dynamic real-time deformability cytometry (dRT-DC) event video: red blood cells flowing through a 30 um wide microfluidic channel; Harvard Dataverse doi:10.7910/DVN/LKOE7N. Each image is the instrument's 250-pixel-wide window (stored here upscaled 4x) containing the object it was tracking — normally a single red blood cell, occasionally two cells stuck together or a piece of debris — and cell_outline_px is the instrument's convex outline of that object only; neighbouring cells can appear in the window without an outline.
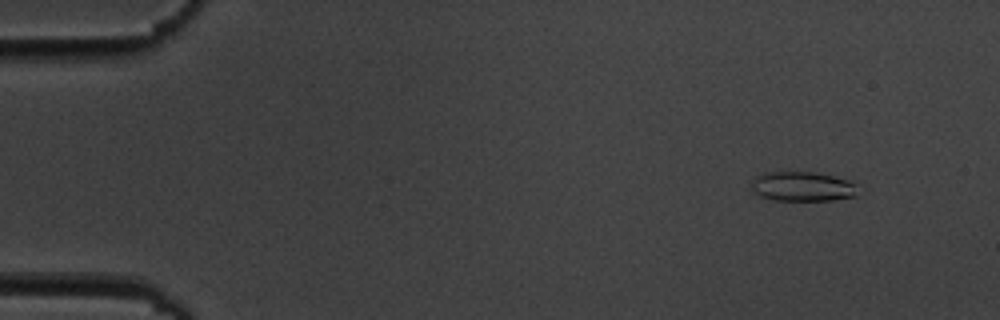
{"species": "common noctule bat (a hibernating species)", "species_latin": "Nyctalus noctula", "temperature_condition": "cold", "stored_images_in_passage": 5, "camera_frame_rate_fps": 3000, "um_per_image_px": 0.085, "animal": {"sex": "male", "body_mass_g": 19.5, "forearm_length_mm": 54.6}, "frame": {"image": 1, "passage_image": 1, "time_ms": 0.0, "image_size_px": [1000, 320], "cell_outline_px": [[856, 196], [836, 200], [776, 200], [760, 196], [752, 192], [752, 180], [760, 172], [816, 172], [856, 180]], "centroid_in_image_um": [68.25, 15.83], "position_along_channel_um": 16.8, "area_um2": 18.79}}
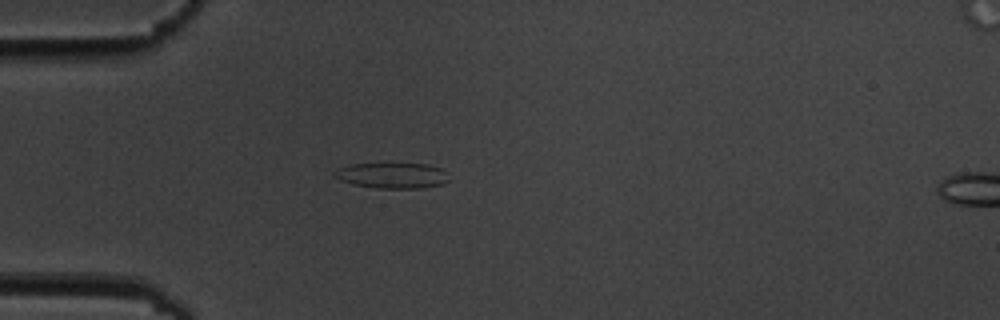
{"frame": {"image": 2, "passage_image": 4, "time_ms": 3.667, "image_size_px": [1000, 320], "cell_outline_px": [[448, 180], [444, 184], [420, 188], [376, 188], [352, 184], [340, 180], [332, 176], [332, 172], [348, 164], [428, 164], [444, 168], [448, 172]], "centroid_in_image_um": [33.36, 14.91], "position_along_channel_um": 51.6, "area_um2": 17.28}}